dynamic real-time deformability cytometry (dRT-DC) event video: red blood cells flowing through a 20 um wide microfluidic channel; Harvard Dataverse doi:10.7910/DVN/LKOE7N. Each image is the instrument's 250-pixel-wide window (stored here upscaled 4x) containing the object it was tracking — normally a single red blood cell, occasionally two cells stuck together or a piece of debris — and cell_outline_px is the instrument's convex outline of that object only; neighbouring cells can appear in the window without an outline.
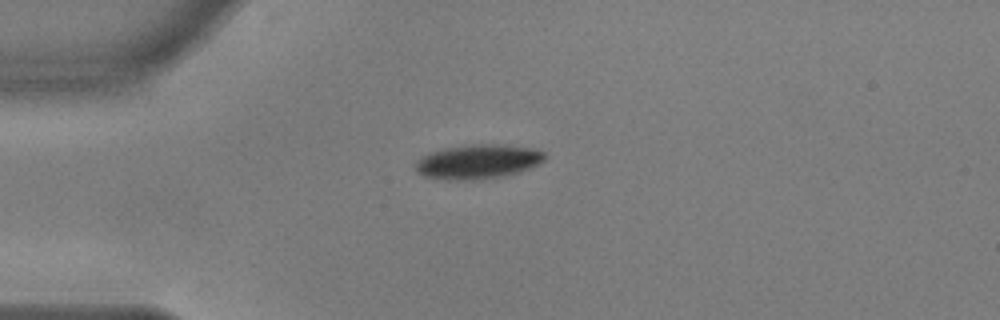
{"species": "common noctule bat (a hibernating species)", "species_latin": "Nyctalus noctula", "temperature_condition": "warm", "stored_images_in_passage": 42, "camera_frame_rate_fps": 3000, "um_per_image_px": 0.085, "animal": {"sex": "male", "body_mass_g": 17.9, "forearm_length_mm": 54.2}, "frame": {"image": 1, "passage_image": 1, "time_ms": 0.0, "image_size_px": [1000, 320], "cell_outline_px": [[548, 156], [540, 164], [532, 168], [520, 172], [504, 176], [472, 180], [448, 180], [424, 176], [416, 172], [416, 160], [432, 152], [444, 148], [472, 144], [500, 144], [532, 148], [544, 152]], "centroid_in_image_um": [40.67, 13.74], "position_along_channel_um": 44.3, "area_um2": 26.07}}
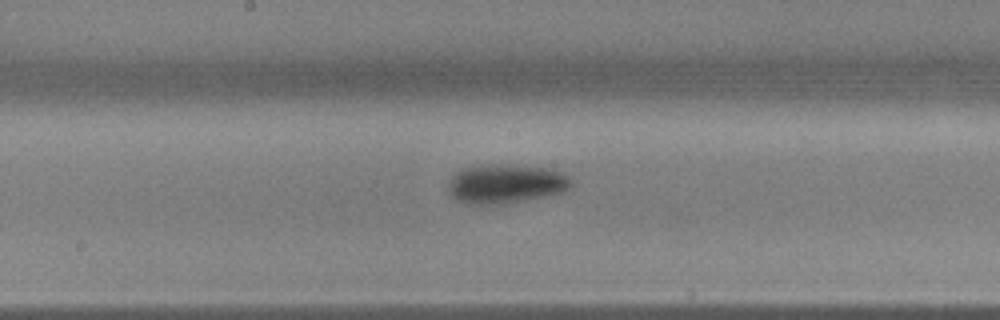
{"frame": {"image": 2, "passage_image": 16, "time_ms": 5.0, "image_size_px": [1000, 320], "cell_outline_px": [[572, 184], [564, 192], [548, 196], [504, 204], [464, 204], [456, 200], [448, 192], [448, 180], [460, 168], [480, 164], [516, 164], [548, 168], [560, 172], [568, 176], [572, 180]], "centroid_in_image_um": [42.95, 15.61], "position_along_channel_um": 205.2, "area_um2": 28.78}}
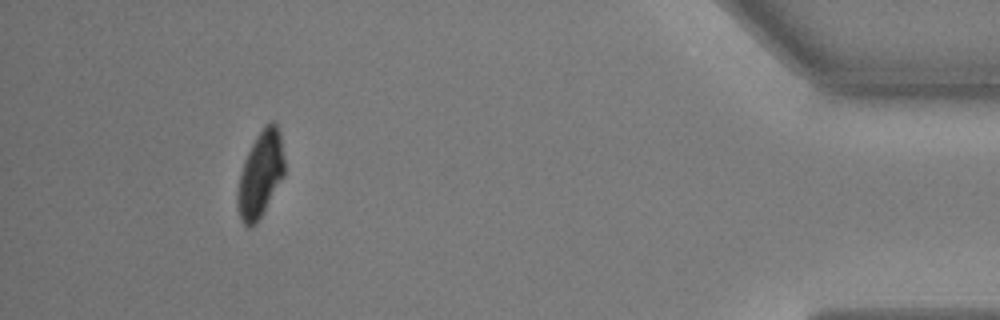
{"frame": {"image": 3, "passage_image": 38, "time_ms": 12.333, "image_size_px": [1000, 320], "cell_outline_px": [[284, 176], [260, 220], [252, 228], [248, 228], [240, 220], [236, 204], [236, 192], [240, 172], [244, 160], [256, 136], [272, 120], [276, 124], [280, 132], [284, 160]], "centroid_in_image_um": [22.11, 14.91], "position_along_channel_um": 413.1, "area_um2": 23.81}, "authors_computed_cell_mechanics": {"area_um2": 26.7903, "velocity_mm_per_s": 3.6434, "shape_relaxation_time_tau1_ms": 2.212, "shape_relaxation_time_tau2_ms": 4.4474, "deformation_change_tau1": 0.1441, "deformation_change_tau2": 0.0563}}